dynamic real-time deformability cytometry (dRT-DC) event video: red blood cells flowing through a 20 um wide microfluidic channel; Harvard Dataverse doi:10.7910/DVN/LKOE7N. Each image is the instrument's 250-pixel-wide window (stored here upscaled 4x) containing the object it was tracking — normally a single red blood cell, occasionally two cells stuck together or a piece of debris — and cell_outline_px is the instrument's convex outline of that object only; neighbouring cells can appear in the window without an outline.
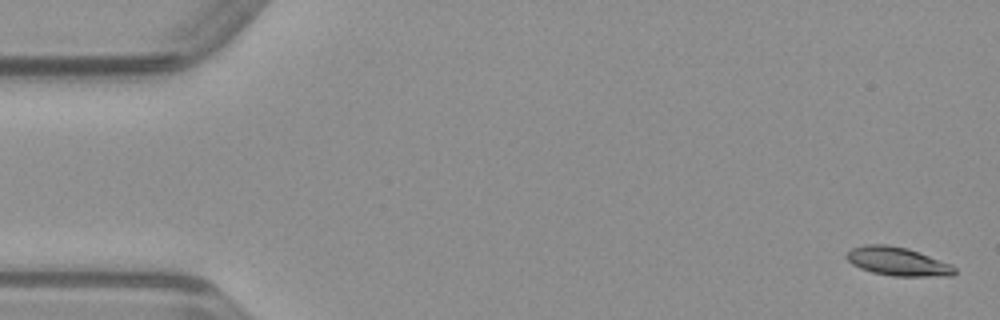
{"species": "common noctule bat (a hibernating species)", "species_latin": "Nyctalus noctula", "temperature_condition": "warm", "stored_images_in_passage": 50, "camera_frame_rate_fps": 3000, "um_per_image_px": 0.085, "animal": {"sex": "male", "body_mass_g": 23.1, "forearm_length_mm": 52.7}, "frame": {"image": 1, "passage_image": 2, "time_ms": 0.333, "image_size_px": [1000, 320], "cell_outline_px": [[956, 272], [952, 276], [892, 276], [872, 272], [860, 268], [852, 264], [844, 256], [852, 248], [864, 244], [888, 244], [908, 248], [952, 264], [956, 268]], "centroid_in_image_um": [76.31, 22.22], "position_along_channel_um": 8.7, "area_um2": 18.15}}
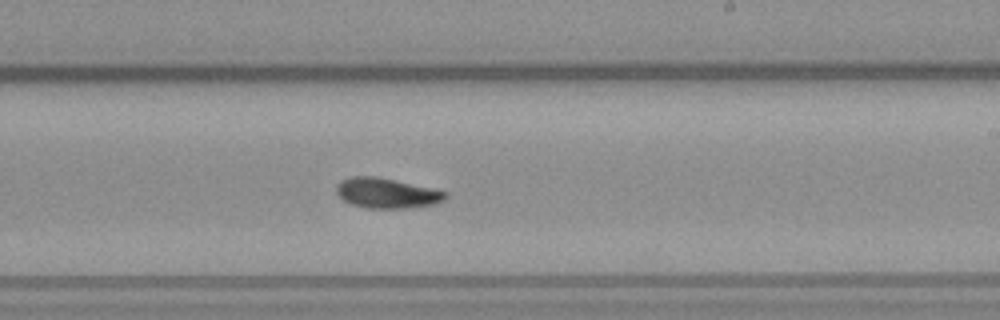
{"frame": {"image": 2, "passage_image": 30, "time_ms": 9.667, "image_size_px": [1000, 320], "cell_outline_px": [[448, 196], [444, 200], [432, 204], [404, 208], [368, 208], [352, 204], [344, 200], [336, 192], [336, 184], [340, 180], [352, 176], [376, 176], [432, 188], [448, 192]], "centroid_in_image_um": [32.85, 16.4], "position_along_channel_um": 256.1, "area_um2": 19.02}}
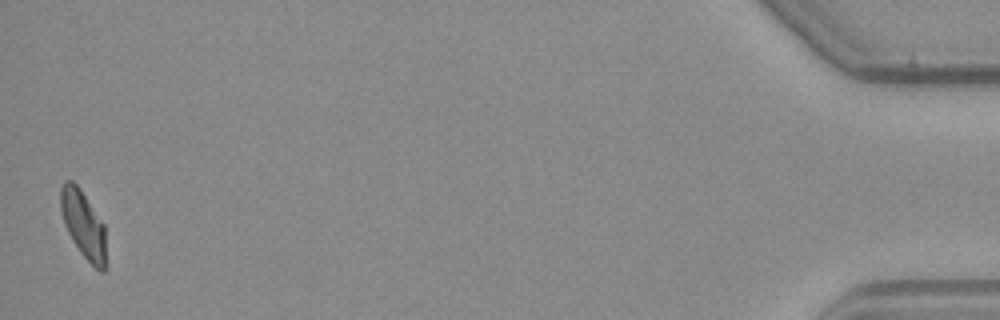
{"frame": {"image": 3, "passage_image": 50, "time_ms": 16.333, "image_size_px": [1000, 320], "cell_outline_px": [[104, 272], [100, 272], [80, 252], [72, 240], [64, 224], [60, 208], [60, 188], [64, 180], [72, 180], [80, 188], [104, 224]], "centroid_in_image_um": [7.04, 19.02], "position_along_channel_um": 428.2, "area_um2": 17.51}}